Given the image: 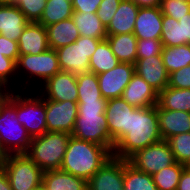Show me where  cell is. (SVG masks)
Segmentation results:
<instances>
[{"mask_svg": "<svg viewBox=\"0 0 190 190\" xmlns=\"http://www.w3.org/2000/svg\"><path fill=\"white\" fill-rule=\"evenodd\" d=\"M38 88L35 92L44 99L58 102L78 99L77 76L72 73L60 71Z\"/></svg>", "mask_w": 190, "mask_h": 190, "instance_id": "cell-12", "label": "cell"}, {"mask_svg": "<svg viewBox=\"0 0 190 190\" xmlns=\"http://www.w3.org/2000/svg\"><path fill=\"white\" fill-rule=\"evenodd\" d=\"M185 165L175 162L152 175L158 190H177L178 183Z\"/></svg>", "mask_w": 190, "mask_h": 190, "instance_id": "cell-32", "label": "cell"}, {"mask_svg": "<svg viewBox=\"0 0 190 190\" xmlns=\"http://www.w3.org/2000/svg\"><path fill=\"white\" fill-rule=\"evenodd\" d=\"M47 190H87V181L61 170H49L43 173Z\"/></svg>", "mask_w": 190, "mask_h": 190, "instance_id": "cell-25", "label": "cell"}, {"mask_svg": "<svg viewBox=\"0 0 190 190\" xmlns=\"http://www.w3.org/2000/svg\"><path fill=\"white\" fill-rule=\"evenodd\" d=\"M121 0H102L96 14L102 24L107 27L117 11Z\"/></svg>", "mask_w": 190, "mask_h": 190, "instance_id": "cell-40", "label": "cell"}, {"mask_svg": "<svg viewBox=\"0 0 190 190\" xmlns=\"http://www.w3.org/2000/svg\"><path fill=\"white\" fill-rule=\"evenodd\" d=\"M119 63L106 39L102 40L89 61V71L96 75L107 72Z\"/></svg>", "mask_w": 190, "mask_h": 190, "instance_id": "cell-29", "label": "cell"}, {"mask_svg": "<svg viewBox=\"0 0 190 190\" xmlns=\"http://www.w3.org/2000/svg\"><path fill=\"white\" fill-rule=\"evenodd\" d=\"M111 157L106 147L71 135L60 170L88 181Z\"/></svg>", "mask_w": 190, "mask_h": 190, "instance_id": "cell-2", "label": "cell"}, {"mask_svg": "<svg viewBox=\"0 0 190 190\" xmlns=\"http://www.w3.org/2000/svg\"><path fill=\"white\" fill-rule=\"evenodd\" d=\"M176 162L187 166L190 162V132L175 135L167 140Z\"/></svg>", "mask_w": 190, "mask_h": 190, "instance_id": "cell-35", "label": "cell"}, {"mask_svg": "<svg viewBox=\"0 0 190 190\" xmlns=\"http://www.w3.org/2000/svg\"><path fill=\"white\" fill-rule=\"evenodd\" d=\"M3 169L12 190H31L43 181L44 171L25 153L8 154Z\"/></svg>", "mask_w": 190, "mask_h": 190, "instance_id": "cell-9", "label": "cell"}, {"mask_svg": "<svg viewBox=\"0 0 190 190\" xmlns=\"http://www.w3.org/2000/svg\"><path fill=\"white\" fill-rule=\"evenodd\" d=\"M159 131L163 140L190 132V112L162 109L157 104Z\"/></svg>", "mask_w": 190, "mask_h": 190, "instance_id": "cell-19", "label": "cell"}, {"mask_svg": "<svg viewBox=\"0 0 190 190\" xmlns=\"http://www.w3.org/2000/svg\"><path fill=\"white\" fill-rule=\"evenodd\" d=\"M135 73L160 93L169 83V74L163 64L162 56L138 59L134 63Z\"/></svg>", "mask_w": 190, "mask_h": 190, "instance_id": "cell-16", "label": "cell"}, {"mask_svg": "<svg viewBox=\"0 0 190 190\" xmlns=\"http://www.w3.org/2000/svg\"><path fill=\"white\" fill-rule=\"evenodd\" d=\"M47 0H18L14 5L26 16L29 22H39Z\"/></svg>", "mask_w": 190, "mask_h": 190, "instance_id": "cell-37", "label": "cell"}, {"mask_svg": "<svg viewBox=\"0 0 190 190\" xmlns=\"http://www.w3.org/2000/svg\"><path fill=\"white\" fill-rule=\"evenodd\" d=\"M46 30L49 48L54 50L72 44L80 37L72 18L46 26Z\"/></svg>", "mask_w": 190, "mask_h": 190, "instance_id": "cell-23", "label": "cell"}, {"mask_svg": "<svg viewBox=\"0 0 190 190\" xmlns=\"http://www.w3.org/2000/svg\"><path fill=\"white\" fill-rule=\"evenodd\" d=\"M0 93H7L1 86H0Z\"/></svg>", "mask_w": 190, "mask_h": 190, "instance_id": "cell-52", "label": "cell"}, {"mask_svg": "<svg viewBox=\"0 0 190 190\" xmlns=\"http://www.w3.org/2000/svg\"><path fill=\"white\" fill-rule=\"evenodd\" d=\"M163 14L160 6L139 7L133 34L137 39L161 40Z\"/></svg>", "mask_w": 190, "mask_h": 190, "instance_id": "cell-17", "label": "cell"}, {"mask_svg": "<svg viewBox=\"0 0 190 190\" xmlns=\"http://www.w3.org/2000/svg\"><path fill=\"white\" fill-rule=\"evenodd\" d=\"M17 120L31 138L43 135L47 132L45 99L34 90H17Z\"/></svg>", "mask_w": 190, "mask_h": 190, "instance_id": "cell-7", "label": "cell"}, {"mask_svg": "<svg viewBox=\"0 0 190 190\" xmlns=\"http://www.w3.org/2000/svg\"><path fill=\"white\" fill-rule=\"evenodd\" d=\"M168 86L179 89H190V65L170 73Z\"/></svg>", "mask_w": 190, "mask_h": 190, "instance_id": "cell-41", "label": "cell"}, {"mask_svg": "<svg viewBox=\"0 0 190 190\" xmlns=\"http://www.w3.org/2000/svg\"><path fill=\"white\" fill-rule=\"evenodd\" d=\"M18 0H0V5H14Z\"/></svg>", "mask_w": 190, "mask_h": 190, "instance_id": "cell-49", "label": "cell"}, {"mask_svg": "<svg viewBox=\"0 0 190 190\" xmlns=\"http://www.w3.org/2000/svg\"><path fill=\"white\" fill-rule=\"evenodd\" d=\"M135 74L134 64L119 62L111 70L98 74L99 88L105 99L122 97L125 87Z\"/></svg>", "mask_w": 190, "mask_h": 190, "instance_id": "cell-13", "label": "cell"}, {"mask_svg": "<svg viewBox=\"0 0 190 190\" xmlns=\"http://www.w3.org/2000/svg\"><path fill=\"white\" fill-rule=\"evenodd\" d=\"M113 54L119 62L134 64L137 60V37L133 34L107 35Z\"/></svg>", "mask_w": 190, "mask_h": 190, "instance_id": "cell-24", "label": "cell"}, {"mask_svg": "<svg viewBox=\"0 0 190 190\" xmlns=\"http://www.w3.org/2000/svg\"><path fill=\"white\" fill-rule=\"evenodd\" d=\"M181 2H186V3H190V0H179Z\"/></svg>", "mask_w": 190, "mask_h": 190, "instance_id": "cell-53", "label": "cell"}, {"mask_svg": "<svg viewBox=\"0 0 190 190\" xmlns=\"http://www.w3.org/2000/svg\"><path fill=\"white\" fill-rule=\"evenodd\" d=\"M138 7H156L160 6L161 0H131Z\"/></svg>", "mask_w": 190, "mask_h": 190, "instance_id": "cell-46", "label": "cell"}, {"mask_svg": "<svg viewBox=\"0 0 190 190\" xmlns=\"http://www.w3.org/2000/svg\"><path fill=\"white\" fill-rule=\"evenodd\" d=\"M28 24L26 16L16 5H0V35L18 41Z\"/></svg>", "mask_w": 190, "mask_h": 190, "instance_id": "cell-21", "label": "cell"}, {"mask_svg": "<svg viewBox=\"0 0 190 190\" xmlns=\"http://www.w3.org/2000/svg\"><path fill=\"white\" fill-rule=\"evenodd\" d=\"M161 42L163 46L169 47L183 45L182 23L170 16L163 15Z\"/></svg>", "mask_w": 190, "mask_h": 190, "instance_id": "cell-34", "label": "cell"}, {"mask_svg": "<svg viewBox=\"0 0 190 190\" xmlns=\"http://www.w3.org/2000/svg\"><path fill=\"white\" fill-rule=\"evenodd\" d=\"M124 159L112 156L87 181V190H124Z\"/></svg>", "mask_w": 190, "mask_h": 190, "instance_id": "cell-14", "label": "cell"}, {"mask_svg": "<svg viewBox=\"0 0 190 190\" xmlns=\"http://www.w3.org/2000/svg\"><path fill=\"white\" fill-rule=\"evenodd\" d=\"M77 101H96L102 97L97 75L93 72L77 75Z\"/></svg>", "mask_w": 190, "mask_h": 190, "instance_id": "cell-33", "label": "cell"}, {"mask_svg": "<svg viewBox=\"0 0 190 190\" xmlns=\"http://www.w3.org/2000/svg\"><path fill=\"white\" fill-rule=\"evenodd\" d=\"M0 190H12L5 170L0 169Z\"/></svg>", "mask_w": 190, "mask_h": 190, "instance_id": "cell-47", "label": "cell"}, {"mask_svg": "<svg viewBox=\"0 0 190 190\" xmlns=\"http://www.w3.org/2000/svg\"><path fill=\"white\" fill-rule=\"evenodd\" d=\"M73 12L71 0H47L38 23L46 27L59 21L70 19Z\"/></svg>", "mask_w": 190, "mask_h": 190, "instance_id": "cell-28", "label": "cell"}, {"mask_svg": "<svg viewBox=\"0 0 190 190\" xmlns=\"http://www.w3.org/2000/svg\"><path fill=\"white\" fill-rule=\"evenodd\" d=\"M6 96V93H0V101Z\"/></svg>", "mask_w": 190, "mask_h": 190, "instance_id": "cell-51", "label": "cell"}, {"mask_svg": "<svg viewBox=\"0 0 190 190\" xmlns=\"http://www.w3.org/2000/svg\"><path fill=\"white\" fill-rule=\"evenodd\" d=\"M47 132L72 134L78 116L76 101H53L45 99Z\"/></svg>", "mask_w": 190, "mask_h": 190, "instance_id": "cell-11", "label": "cell"}, {"mask_svg": "<svg viewBox=\"0 0 190 190\" xmlns=\"http://www.w3.org/2000/svg\"><path fill=\"white\" fill-rule=\"evenodd\" d=\"M87 36H80L72 44L56 49L61 71L80 75L89 72V61L101 42Z\"/></svg>", "mask_w": 190, "mask_h": 190, "instance_id": "cell-8", "label": "cell"}, {"mask_svg": "<svg viewBox=\"0 0 190 190\" xmlns=\"http://www.w3.org/2000/svg\"><path fill=\"white\" fill-rule=\"evenodd\" d=\"M163 43L158 39H137V60L161 55Z\"/></svg>", "mask_w": 190, "mask_h": 190, "instance_id": "cell-39", "label": "cell"}, {"mask_svg": "<svg viewBox=\"0 0 190 190\" xmlns=\"http://www.w3.org/2000/svg\"><path fill=\"white\" fill-rule=\"evenodd\" d=\"M162 109L190 112V89L165 87L158 94V103Z\"/></svg>", "mask_w": 190, "mask_h": 190, "instance_id": "cell-27", "label": "cell"}, {"mask_svg": "<svg viewBox=\"0 0 190 190\" xmlns=\"http://www.w3.org/2000/svg\"><path fill=\"white\" fill-rule=\"evenodd\" d=\"M158 92L136 73L125 87L122 98L135 108L152 107L158 103Z\"/></svg>", "mask_w": 190, "mask_h": 190, "instance_id": "cell-18", "label": "cell"}, {"mask_svg": "<svg viewBox=\"0 0 190 190\" xmlns=\"http://www.w3.org/2000/svg\"><path fill=\"white\" fill-rule=\"evenodd\" d=\"M32 138L17 120V90L7 91L0 101V145L7 154L28 151Z\"/></svg>", "mask_w": 190, "mask_h": 190, "instance_id": "cell-4", "label": "cell"}, {"mask_svg": "<svg viewBox=\"0 0 190 190\" xmlns=\"http://www.w3.org/2000/svg\"><path fill=\"white\" fill-rule=\"evenodd\" d=\"M157 105L129 112L127 134L115 145L112 156L128 160L138 150L162 141Z\"/></svg>", "mask_w": 190, "mask_h": 190, "instance_id": "cell-1", "label": "cell"}, {"mask_svg": "<svg viewBox=\"0 0 190 190\" xmlns=\"http://www.w3.org/2000/svg\"><path fill=\"white\" fill-rule=\"evenodd\" d=\"M177 190H190V169L187 167L181 174Z\"/></svg>", "mask_w": 190, "mask_h": 190, "instance_id": "cell-45", "label": "cell"}, {"mask_svg": "<svg viewBox=\"0 0 190 190\" xmlns=\"http://www.w3.org/2000/svg\"><path fill=\"white\" fill-rule=\"evenodd\" d=\"M139 7L131 0H121L109 25L106 27L107 35L133 33L135 20Z\"/></svg>", "mask_w": 190, "mask_h": 190, "instance_id": "cell-22", "label": "cell"}, {"mask_svg": "<svg viewBox=\"0 0 190 190\" xmlns=\"http://www.w3.org/2000/svg\"><path fill=\"white\" fill-rule=\"evenodd\" d=\"M31 190H47L43 183L39 184L38 186L34 187Z\"/></svg>", "mask_w": 190, "mask_h": 190, "instance_id": "cell-50", "label": "cell"}, {"mask_svg": "<svg viewBox=\"0 0 190 190\" xmlns=\"http://www.w3.org/2000/svg\"><path fill=\"white\" fill-rule=\"evenodd\" d=\"M135 109L122 97L107 100L105 116L107 120V131L114 146L127 134L129 112Z\"/></svg>", "mask_w": 190, "mask_h": 190, "instance_id": "cell-15", "label": "cell"}, {"mask_svg": "<svg viewBox=\"0 0 190 190\" xmlns=\"http://www.w3.org/2000/svg\"><path fill=\"white\" fill-rule=\"evenodd\" d=\"M160 8L163 15L179 20L190 12V3L179 0H161Z\"/></svg>", "mask_w": 190, "mask_h": 190, "instance_id": "cell-38", "label": "cell"}, {"mask_svg": "<svg viewBox=\"0 0 190 190\" xmlns=\"http://www.w3.org/2000/svg\"><path fill=\"white\" fill-rule=\"evenodd\" d=\"M72 20L79 30L80 36L104 40L107 37L106 27L96 13L73 12Z\"/></svg>", "mask_w": 190, "mask_h": 190, "instance_id": "cell-26", "label": "cell"}, {"mask_svg": "<svg viewBox=\"0 0 190 190\" xmlns=\"http://www.w3.org/2000/svg\"><path fill=\"white\" fill-rule=\"evenodd\" d=\"M0 52L17 63L19 57L18 41L9 40L5 36L0 35Z\"/></svg>", "mask_w": 190, "mask_h": 190, "instance_id": "cell-42", "label": "cell"}, {"mask_svg": "<svg viewBox=\"0 0 190 190\" xmlns=\"http://www.w3.org/2000/svg\"><path fill=\"white\" fill-rule=\"evenodd\" d=\"M70 136L64 132H45L32 138L25 154L44 172L60 170Z\"/></svg>", "mask_w": 190, "mask_h": 190, "instance_id": "cell-6", "label": "cell"}, {"mask_svg": "<svg viewBox=\"0 0 190 190\" xmlns=\"http://www.w3.org/2000/svg\"><path fill=\"white\" fill-rule=\"evenodd\" d=\"M16 85V63L0 52V86L5 91L19 90Z\"/></svg>", "mask_w": 190, "mask_h": 190, "instance_id": "cell-36", "label": "cell"}, {"mask_svg": "<svg viewBox=\"0 0 190 190\" xmlns=\"http://www.w3.org/2000/svg\"><path fill=\"white\" fill-rule=\"evenodd\" d=\"M78 116L72 136L106 147L111 153L114 144L107 131L105 109L107 99L77 101Z\"/></svg>", "mask_w": 190, "mask_h": 190, "instance_id": "cell-3", "label": "cell"}, {"mask_svg": "<svg viewBox=\"0 0 190 190\" xmlns=\"http://www.w3.org/2000/svg\"><path fill=\"white\" fill-rule=\"evenodd\" d=\"M128 162L137 170L153 175L176 161L166 140L147 146L132 155Z\"/></svg>", "mask_w": 190, "mask_h": 190, "instance_id": "cell-10", "label": "cell"}, {"mask_svg": "<svg viewBox=\"0 0 190 190\" xmlns=\"http://www.w3.org/2000/svg\"><path fill=\"white\" fill-rule=\"evenodd\" d=\"M182 23L183 44H190V12L178 20Z\"/></svg>", "mask_w": 190, "mask_h": 190, "instance_id": "cell-44", "label": "cell"}, {"mask_svg": "<svg viewBox=\"0 0 190 190\" xmlns=\"http://www.w3.org/2000/svg\"><path fill=\"white\" fill-rule=\"evenodd\" d=\"M168 74L190 65V44L163 46L161 53Z\"/></svg>", "mask_w": 190, "mask_h": 190, "instance_id": "cell-30", "label": "cell"}, {"mask_svg": "<svg viewBox=\"0 0 190 190\" xmlns=\"http://www.w3.org/2000/svg\"><path fill=\"white\" fill-rule=\"evenodd\" d=\"M7 155L8 154L2 149L0 145V169L4 167V163H5Z\"/></svg>", "mask_w": 190, "mask_h": 190, "instance_id": "cell-48", "label": "cell"}, {"mask_svg": "<svg viewBox=\"0 0 190 190\" xmlns=\"http://www.w3.org/2000/svg\"><path fill=\"white\" fill-rule=\"evenodd\" d=\"M188 169H190V162H189V164L186 166Z\"/></svg>", "mask_w": 190, "mask_h": 190, "instance_id": "cell-54", "label": "cell"}, {"mask_svg": "<svg viewBox=\"0 0 190 190\" xmlns=\"http://www.w3.org/2000/svg\"><path fill=\"white\" fill-rule=\"evenodd\" d=\"M124 190H158L152 175L137 170L124 160Z\"/></svg>", "mask_w": 190, "mask_h": 190, "instance_id": "cell-31", "label": "cell"}, {"mask_svg": "<svg viewBox=\"0 0 190 190\" xmlns=\"http://www.w3.org/2000/svg\"><path fill=\"white\" fill-rule=\"evenodd\" d=\"M60 71L58 56L54 49L49 48L40 54L19 55L16 63L17 87L20 84L19 91L26 89L35 91L47 79ZM21 78L25 82H22Z\"/></svg>", "mask_w": 190, "mask_h": 190, "instance_id": "cell-5", "label": "cell"}, {"mask_svg": "<svg viewBox=\"0 0 190 190\" xmlns=\"http://www.w3.org/2000/svg\"><path fill=\"white\" fill-rule=\"evenodd\" d=\"M102 0H72L74 12L96 13Z\"/></svg>", "mask_w": 190, "mask_h": 190, "instance_id": "cell-43", "label": "cell"}, {"mask_svg": "<svg viewBox=\"0 0 190 190\" xmlns=\"http://www.w3.org/2000/svg\"><path fill=\"white\" fill-rule=\"evenodd\" d=\"M19 55L40 54L49 49L46 27L29 22L18 40Z\"/></svg>", "mask_w": 190, "mask_h": 190, "instance_id": "cell-20", "label": "cell"}]
</instances>
